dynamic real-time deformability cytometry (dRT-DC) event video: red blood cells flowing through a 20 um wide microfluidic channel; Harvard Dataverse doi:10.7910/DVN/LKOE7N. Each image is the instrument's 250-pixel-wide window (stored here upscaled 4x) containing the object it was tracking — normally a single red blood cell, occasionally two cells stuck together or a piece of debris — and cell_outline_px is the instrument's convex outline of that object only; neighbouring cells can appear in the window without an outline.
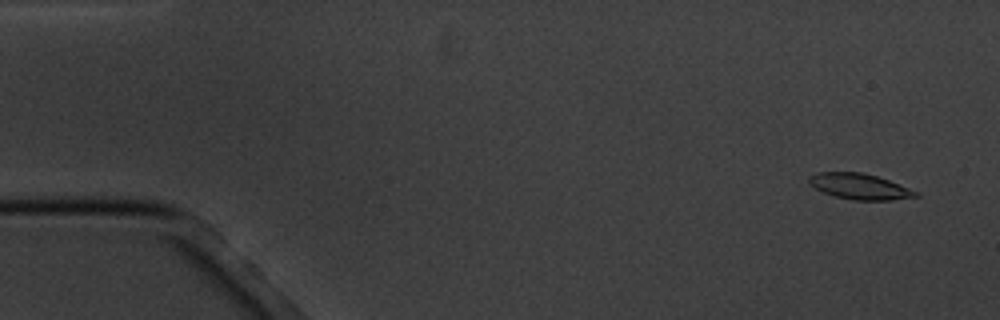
{"species": "common noctule bat (a hibernating species)", "species_latin": "Nyctalus noctula", "temperature_condition": "cold", "stored_images_in_passage": 6, "camera_frame_rate_fps": 3000, "um_per_image_px": 0.085, "animal": {"sex": "male", "body_mass_g": 20.1, "forearm_length_mm": 53.5}, "frame": {"image": 1, "passage_image": 1, "time_ms": 0.0, "image_size_px": [1000, 320], "cell_outline_px": [[920, 196], [892, 200], [852, 200], [832, 196], [808, 184], [808, 176], [816, 172], [864, 172], [888, 180], [920, 192]], "centroid_in_image_um": [73.06, 15.85], "position_along_channel_um": 11.9, "area_um2": 16.18}}
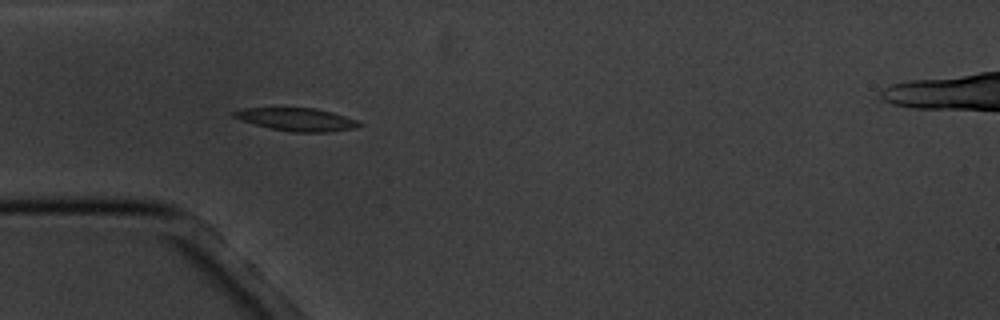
{"frame": {"image": 2, "passage_image": 5, "time_ms": 4.667, "image_size_px": [1000, 320], "cell_outline_px": [[364, 124], [356, 128], [328, 132], [292, 132], [268, 128], [240, 120], [232, 116], [232, 112], [240, 108], [316, 108], [332, 112], [356, 120]], "centroid_in_image_um": [25.21, 10.15], "position_along_channel_um": 59.8, "area_um2": 16.82}}
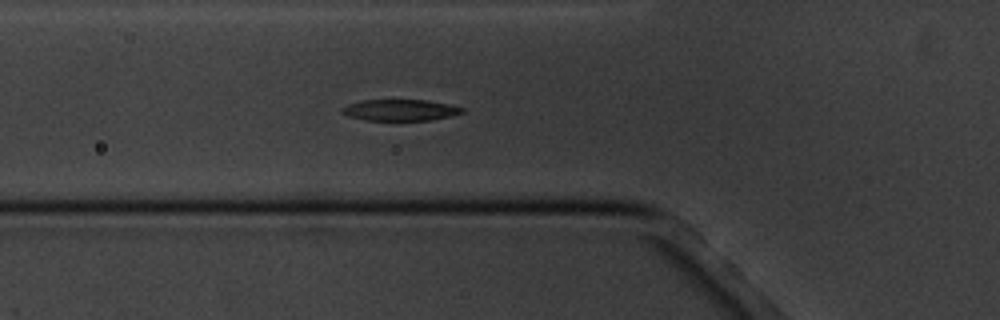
{"frame": {"image": 3, "passage_image": 6, "time_ms": 5.667, "image_size_px": [1000, 320], "cell_outline_px": [[464, 112], [452, 116], [432, 120], [364, 120], [348, 116], [340, 112], [340, 108], [348, 104], [360, 100], [428, 100], [452, 104], [464, 108]], "centroid_in_image_um": [34.03, 9.35], "position_along_channel_um": 91.8, "area_um2": 15.14}}